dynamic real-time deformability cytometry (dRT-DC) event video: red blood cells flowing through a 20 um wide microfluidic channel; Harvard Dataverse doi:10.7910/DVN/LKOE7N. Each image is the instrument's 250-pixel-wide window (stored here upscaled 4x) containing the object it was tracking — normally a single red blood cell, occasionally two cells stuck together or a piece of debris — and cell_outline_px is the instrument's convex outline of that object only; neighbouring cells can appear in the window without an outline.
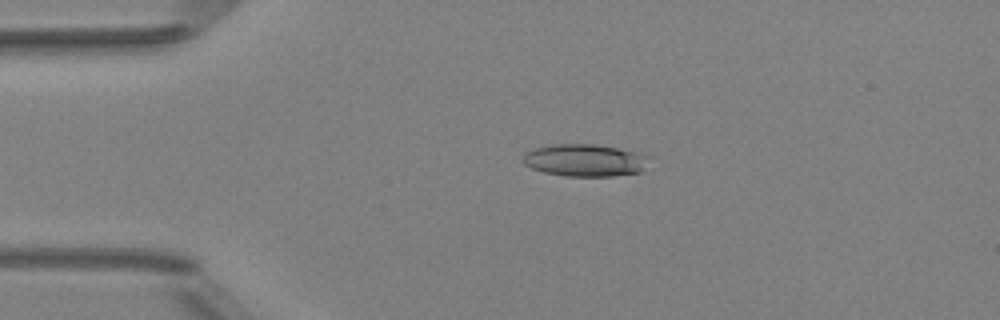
{"species": "Egyptian fruit bat (a non-hibernating species)", "species_latin": "Rousettus aegyptiacus", "temperature_condition": "room temperature", "stored_images_in_passage": 4, "camera_frame_rate_fps": 3000, "um_per_image_px": 0.085, "animal": {"sex": "female"}, "frame": {"image": 1, "passage_image": 3, "time_ms": 2.0, "image_size_px": [1000, 320], "cell_outline_px": [[652, 156], [640, 172], [612, 176], [564, 176], [544, 172], [532, 168], [524, 164], [520, 160], [524, 152], [536, 148], [552, 144], [592, 144], [640, 152]], "centroid_in_image_um": [49.7, 13.62], "position_along_channel_um": 35.3, "area_um2": 23.93}}